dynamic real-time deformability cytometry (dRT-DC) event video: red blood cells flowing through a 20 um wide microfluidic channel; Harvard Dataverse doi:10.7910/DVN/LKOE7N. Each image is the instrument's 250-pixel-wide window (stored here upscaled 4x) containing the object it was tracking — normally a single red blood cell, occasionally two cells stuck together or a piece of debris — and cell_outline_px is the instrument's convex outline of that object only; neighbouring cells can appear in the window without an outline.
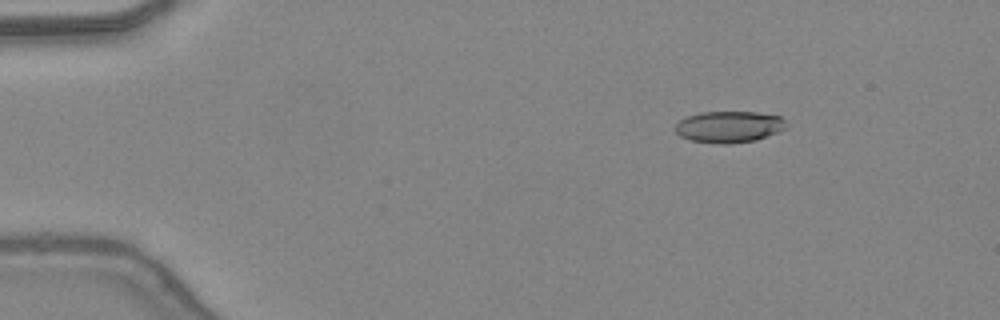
{"species": "common noctule bat (a hibernating species)", "species_latin": "Nyctalus noctula", "temperature_condition": "warm", "stored_images_in_passage": 47, "camera_frame_rate_fps": 3000, "um_per_image_px": 0.085, "animal": {"sex": "female", "body_mass_g": 24.6, "forearm_length_mm": 56.2}, "frame": {"image": 1, "passage_image": 7, "time_ms": 2.0, "image_size_px": [1000, 320], "cell_outline_px": [[784, 128], [780, 132], [756, 140], [728, 144], [720, 144], [692, 140], [680, 136], [676, 132], [676, 124], [684, 116], [700, 112], [756, 112], [780, 116], [784, 120]], "centroid_in_image_um": [61.95, 10.77], "position_along_channel_um": 23.1, "area_um2": 20.35}}
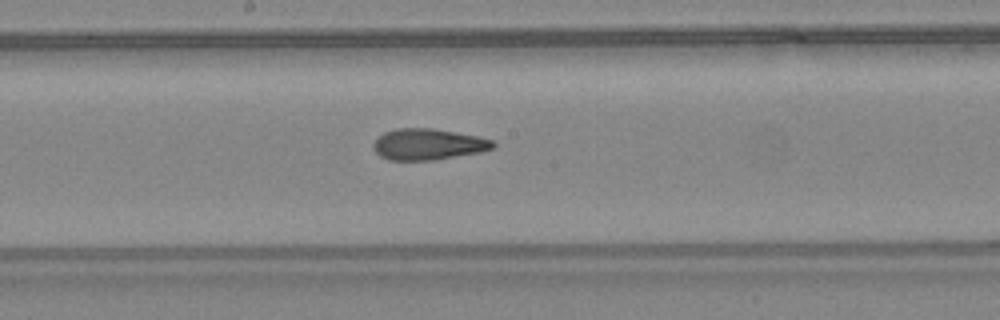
{"frame": {"image": 2, "passage_image": 26, "time_ms": 8.333, "image_size_px": [1000, 320], "cell_outline_px": [[496, 144], [492, 148], [480, 152], [436, 160], [388, 160], [380, 156], [372, 148], [372, 144], [384, 132], [396, 128], [432, 128], [476, 136], [492, 140]], "centroid_in_image_um": [36.35, 12.27], "position_along_channel_um": 211.8, "area_um2": 21.68}}
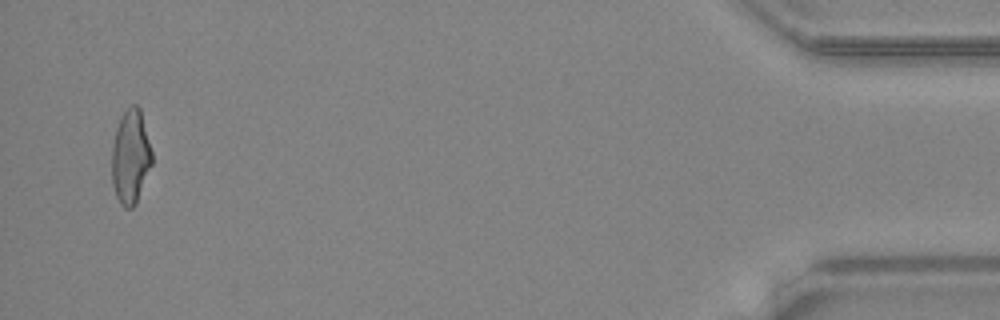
{"frame": {"image": 3, "passage_image": 46, "time_ms": 15.0, "image_size_px": [1000, 320], "cell_outline_px": [[152, 164], [136, 204], [132, 208], [124, 208], [120, 204], [116, 196], [112, 184], [112, 148], [116, 128], [120, 116], [132, 104], [136, 104], [140, 108], [152, 152]], "centroid_in_image_um": [11.09, 13.35], "position_along_channel_um": 424.1, "area_um2": 22.08}, "authors_computed_cell_mechanics": {"area_um2": 21.7328, "velocity_mm_per_s": 4.4203, "shape_relaxation_time_tau1_ms": null, "shape_relaxation_time_tau2_ms": 2.4049, "deformation_change_tau1": null, "deformation_change_tau2": 0.1108}}